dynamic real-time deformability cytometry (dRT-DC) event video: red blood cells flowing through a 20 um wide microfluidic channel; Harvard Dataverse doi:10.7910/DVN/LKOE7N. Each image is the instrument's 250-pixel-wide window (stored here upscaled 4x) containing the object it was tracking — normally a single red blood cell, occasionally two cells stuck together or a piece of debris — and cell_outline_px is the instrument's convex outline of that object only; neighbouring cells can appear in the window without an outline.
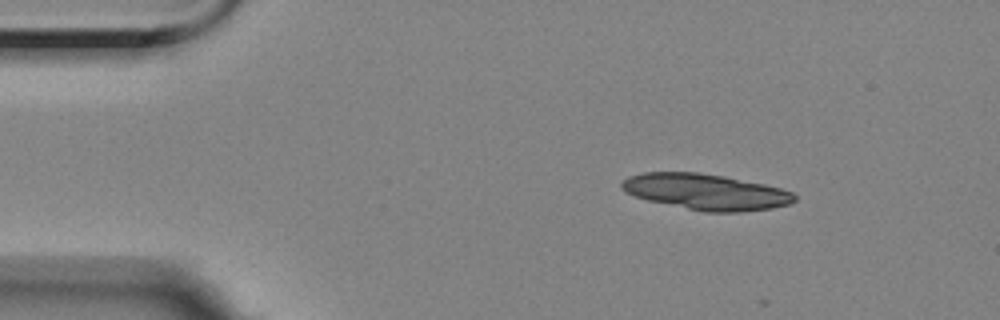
{"species": "Egyptian fruit bat (a non-hibernating species)", "species_latin": "Rousettus aegyptiacus", "temperature_condition": "room temperature", "stored_images_in_passage": 8, "camera_frame_rate_fps": 3000, "um_per_image_px": 0.085, "animal": {"sex": "female"}, "frame": {"image": 1, "passage_image": 5, "time_ms": 1.333, "image_size_px": [1000, 320], "cell_outline_px": [[796, 200], [788, 204], [772, 208], [740, 212], [704, 212], [648, 200], [636, 196], [620, 188], [620, 184], [628, 176], [644, 172], [696, 172], [724, 176], [764, 184], [780, 188], [792, 192], [796, 196]], "centroid_in_image_um": [60.0, 16.3], "position_along_channel_um": 25.0, "area_um2": 35.95}}